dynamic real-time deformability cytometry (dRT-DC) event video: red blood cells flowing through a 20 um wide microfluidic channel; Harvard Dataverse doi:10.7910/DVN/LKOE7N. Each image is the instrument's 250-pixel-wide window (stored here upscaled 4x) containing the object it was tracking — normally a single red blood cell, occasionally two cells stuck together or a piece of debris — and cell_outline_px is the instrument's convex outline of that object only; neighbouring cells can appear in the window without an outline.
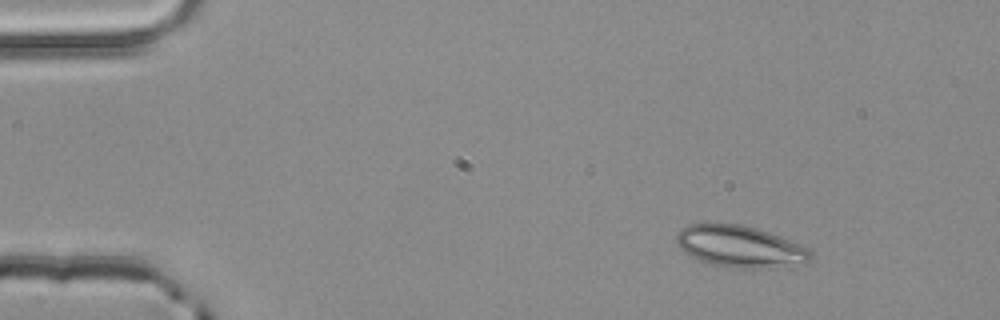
{"species": "common noctule bat (a hibernating species)", "species_latin": "Nyctalus noctula", "temperature_condition": "room temperature", "stored_images_in_passage": 3, "camera_frame_rate_fps": 3000, "um_per_image_px": 0.085, "animal": {"sex": "male", "body_mass_g": 20.4}, "frame": {"image": 1, "passage_image": 1, "time_ms": 0.0, "image_size_px": [1000, 320], "cell_outline_px": [[812, 256], [804, 264], [776, 268], [736, 268], [716, 264], [700, 260], [692, 256], [680, 248], [676, 240], [676, 236], [680, 228], [688, 224], [740, 224], [756, 228], [768, 232], [808, 248], [812, 252]], "centroid_in_image_um": [62.92, 20.96], "position_along_channel_um": 22.1, "area_um2": 32.25}}